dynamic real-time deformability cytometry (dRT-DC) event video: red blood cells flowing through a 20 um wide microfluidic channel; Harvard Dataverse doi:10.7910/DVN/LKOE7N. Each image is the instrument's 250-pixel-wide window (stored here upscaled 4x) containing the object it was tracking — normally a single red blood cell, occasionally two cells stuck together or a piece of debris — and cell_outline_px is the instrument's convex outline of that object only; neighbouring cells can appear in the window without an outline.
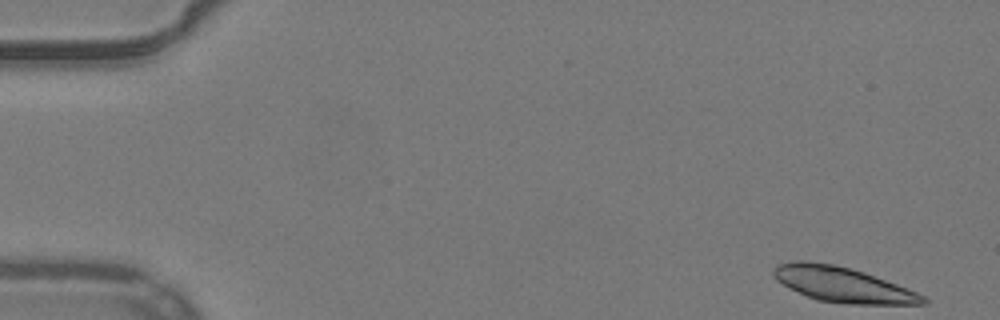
{"species": "common noctule bat (a hibernating species)", "species_latin": "Nyctalus noctula", "temperature_condition": "warm", "stored_images_in_passage": 15, "camera_frame_rate_fps": 3000, "um_per_image_px": 0.085, "animal": {"sex": "male", "body_mass_g": 19.2, "forearm_length_mm": 51.8}, "frame": {"image": 1, "passage_image": 1, "time_ms": 0.0, "image_size_px": [1000, 320], "cell_outline_px": [[928, 304], [848, 304], [816, 300], [776, 280], [772, 272], [772, 268], [776, 264], [800, 260], [808, 260], [836, 264], [864, 272], [896, 284], [916, 292], [924, 296], [928, 300]], "centroid_in_image_um": [71.61, 24.17], "position_along_channel_um": 13.4, "area_um2": 30.46}}